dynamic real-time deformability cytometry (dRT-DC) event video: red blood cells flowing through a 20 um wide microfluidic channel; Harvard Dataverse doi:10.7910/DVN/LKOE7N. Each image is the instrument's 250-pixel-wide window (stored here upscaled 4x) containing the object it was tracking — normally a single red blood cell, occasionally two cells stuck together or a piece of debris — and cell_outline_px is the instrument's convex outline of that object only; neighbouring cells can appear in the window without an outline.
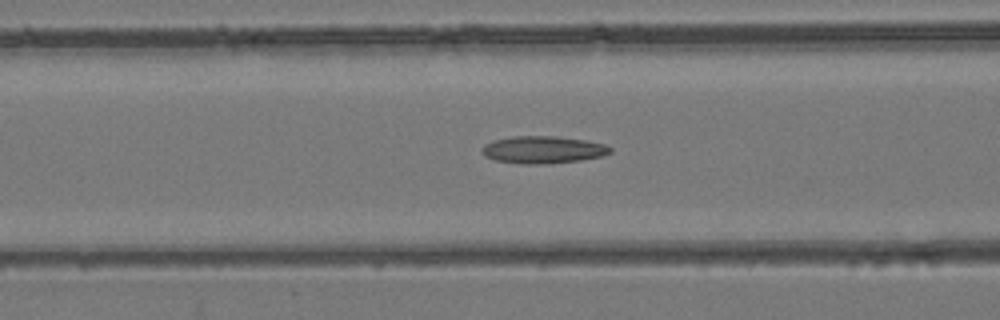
{"species": "common noctule bat (a hibernating species)", "species_latin": "Nyctalus noctula", "temperature_condition": "room temperature", "stored_images_in_passage": 39, "camera_frame_rate_fps": 3000, "um_per_image_px": 0.085, "animal": {"sex": "female", "body_mass_g": 24.6, "forearm_length_mm": 56.2}, "frame": {"image": 1, "passage_image": 10, "time_ms": 3.0, "image_size_px": [1000, 320], "cell_outline_px": [[612, 152], [604, 156], [580, 160], [548, 164], [520, 164], [496, 160], [484, 156], [480, 148], [484, 144], [492, 140], [512, 136], [556, 136], [584, 140], [604, 144], [612, 148]], "centroid_in_image_um": [46.13, 12.73], "position_along_channel_um": 120.5, "area_um2": 20.63}}
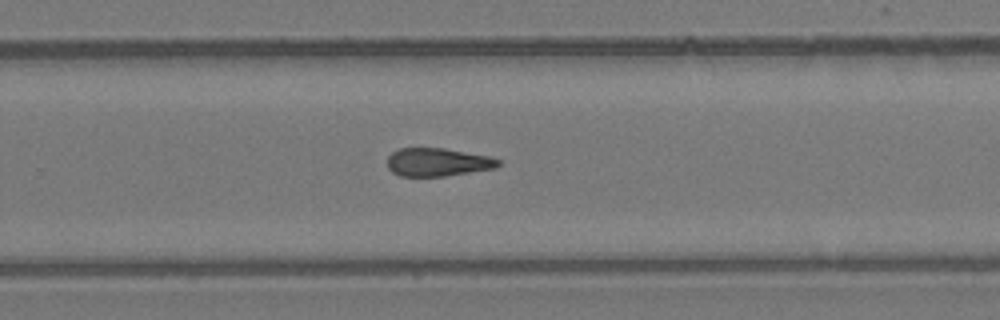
{"frame": {"image": 2, "passage_image": 22, "time_ms": 7.0, "image_size_px": [1000, 320], "cell_outline_px": [[500, 164], [496, 168], [444, 176], [400, 176], [392, 172], [388, 168], [388, 156], [392, 152], [400, 148], [444, 148], [488, 156], [500, 160]], "centroid_in_image_um": [37.18, 13.78], "position_along_channel_um": 292.6, "area_um2": 18.15}}
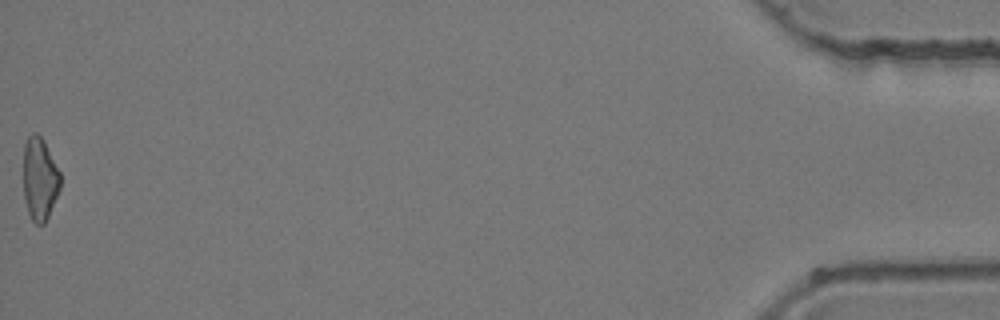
{"frame": {"image": 3, "passage_image": 39, "time_ms": 12.667, "image_size_px": [1000, 320], "cell_outline_px": [[60, 188], [48, 216], [44, 224], [36, 224], [32, 220], [28, 212], [24, 200], [24, 144], [28, 136], [32, 132], [36, 132], [44, 140], [60, 172]], "centroid_in_image_um": [3.37, 15.18], "position_along_channel_um": 431.8, "area_um2": 17.8}}